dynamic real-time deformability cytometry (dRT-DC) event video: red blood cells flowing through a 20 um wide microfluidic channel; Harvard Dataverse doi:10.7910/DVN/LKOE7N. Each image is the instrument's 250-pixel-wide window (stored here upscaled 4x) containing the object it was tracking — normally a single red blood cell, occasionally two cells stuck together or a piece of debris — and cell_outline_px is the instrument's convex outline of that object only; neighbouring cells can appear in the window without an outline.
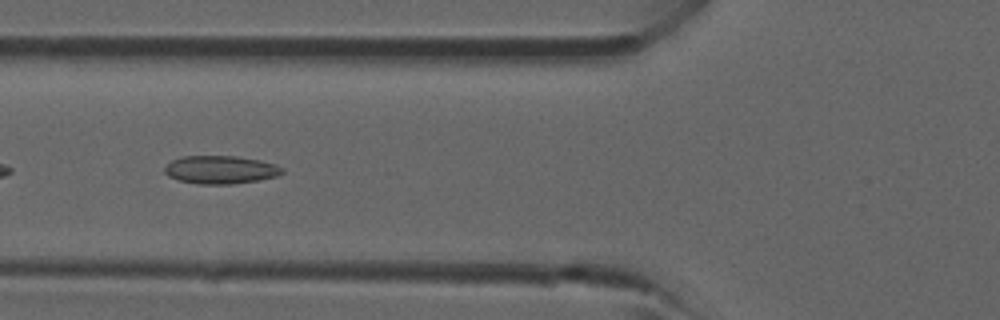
{"species": "common noctule bat (a hibernating species)", "species_latin": "Nyctalus noctula", "temperature_condition": "room temperature", "stored_images_in_passage": 5, "camera_frame_rate_fps": 3000, "um_per_image_px": 0.085, "animal": {"sex": "male", "forearm_length_mm": 52.5}, "frame": {"image": 1, "passage_image": 5, "time_ms": 4.333, "image_size_px": [1000, 320], "cell_outline_px": [[284, 172], [276, 176], [260, 180], [232, 184], [200, 184], [180, 180], [168, 176], [164, 172], [164, 168], [172, 160], [184, 156], [236, 156], [260, 160], [276, 164], [284, 168]], "centroid_in_image_um": [18.78, 14.42], "position_along_channel_um": 107.0, "area_um2": 19.25}}